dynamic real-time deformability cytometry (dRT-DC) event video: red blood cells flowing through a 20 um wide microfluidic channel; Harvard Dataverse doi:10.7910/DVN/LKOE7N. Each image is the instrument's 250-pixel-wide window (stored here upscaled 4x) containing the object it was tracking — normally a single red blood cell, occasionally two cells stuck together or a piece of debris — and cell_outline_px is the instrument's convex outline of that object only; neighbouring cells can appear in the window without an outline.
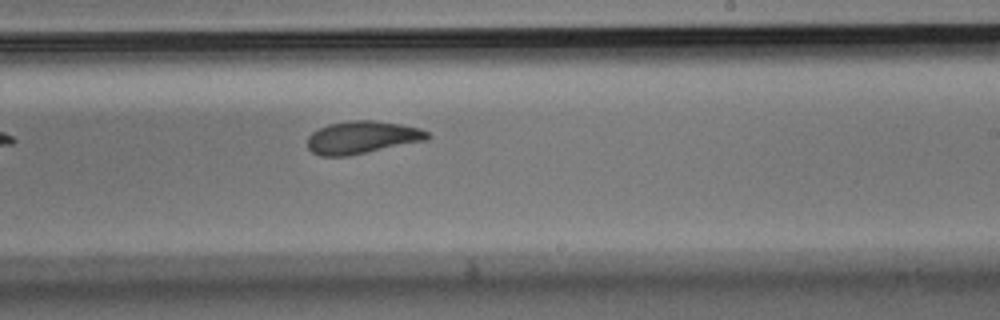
{"species": "Egyptian fruit bat (a non-hibernating species)", "species_latin": "Rousettus aegyptiacus", "temperature_condition": "room temperature", "stored_images_in_passage": 9, "camera_frame_rate_fps": 3000, "um_per_image_px": 0.085, "animal": {"sex": "male"}, "frame": {"image": 1, "passage_image": 9, "time_ms": 2.667, "image_size_px": [1000, 320], "cell_outline_px": [[432, 136], [428, 140], [348, 156], [320, 156], [312, 152], [308, 148], [308, 136], [312, 132], [328, 124], [352, 120], [372, 120], [400, 124], [420, 128], [428, 132]], "centroid_in_image_um": [30.8, 11.68], "position_along_channel_um": 258.2, "area_um2": 22.89}}